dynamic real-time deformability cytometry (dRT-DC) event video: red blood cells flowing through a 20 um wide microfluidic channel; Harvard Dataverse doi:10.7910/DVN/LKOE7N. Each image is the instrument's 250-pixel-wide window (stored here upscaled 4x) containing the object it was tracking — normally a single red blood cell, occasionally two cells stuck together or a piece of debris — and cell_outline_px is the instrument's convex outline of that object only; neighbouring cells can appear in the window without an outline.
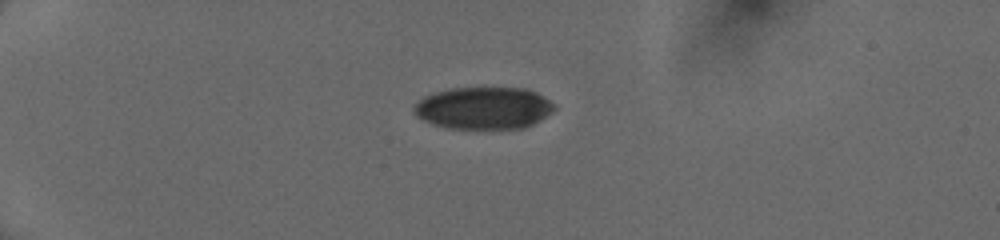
{"species": "human", "species_latin": "Homo sapiens", "temperature_condition": "cold", "stored_images_in_passage": 39, "camera_frame_rate_fps": 3000, "um_per_image_px": 0.085, "donor": {"sex": "female"}, "frame": {"image": 1, "passage_image": 1, "time_ms": 0.0, "image_size_px": [1000, 240], "cell_outline_px": [[556, 108], [552, 112], [540, 120], [524, 128], [448, 128], [432, 124], [416, 116], [412, 108], [424, 96], [432, 92], [452, 88], [524, 88], [536, 92], [556, 104]], "centroid_in_image_um": [41.11, 9.18], "position_along_channel_um": 43.9, "area_um2": 34.51}}
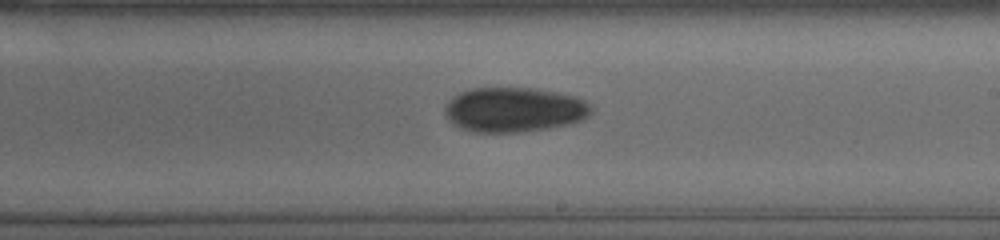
{"frame": {"image": 2, "passage_image": 20, "time_ms": 6.333, "image_size_px": [1000, 240], "cell_outline_px": [[592, 112], [588, 116], [572, 124], [548, 128], [520, 132], [472, 132], [460, 128], [448, 120], [444, 112], [444, 108], [448, 100], [452, 96], [460, 92], [472, 88], [536, 88], [576, 96], [592, 104]], "centroid_in_image_um": [43.7, 9.32], "position_along_channel_um": 245.3, "area_um2": 38.55}}
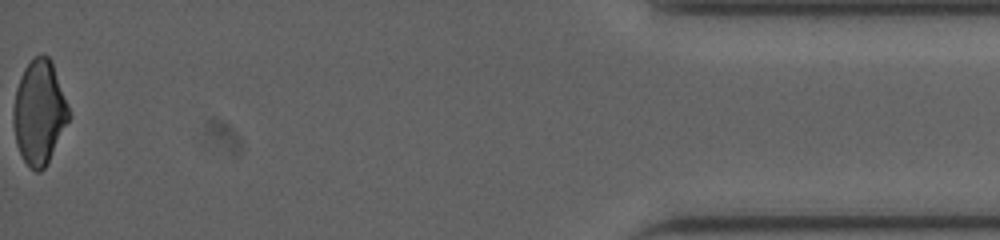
{"frame": {"image": 3, "passage_image": 39, "time_ms": 12.667, "image_size_px": [1000, 240], "cell_outline_px": [[68, 120], [44, 168], [40, 172], [36, 172], [24, 160], [16, 144], [12, 124], [12, 108], [16, 88], [20, 76], [24, 68], [36, 56], [48, 56], [52, 60], [68, 108]], "centroid_in_image_um": [3.28, 9.53], "position_along_channel_um": 431.9, "area_um2": 33.0}}